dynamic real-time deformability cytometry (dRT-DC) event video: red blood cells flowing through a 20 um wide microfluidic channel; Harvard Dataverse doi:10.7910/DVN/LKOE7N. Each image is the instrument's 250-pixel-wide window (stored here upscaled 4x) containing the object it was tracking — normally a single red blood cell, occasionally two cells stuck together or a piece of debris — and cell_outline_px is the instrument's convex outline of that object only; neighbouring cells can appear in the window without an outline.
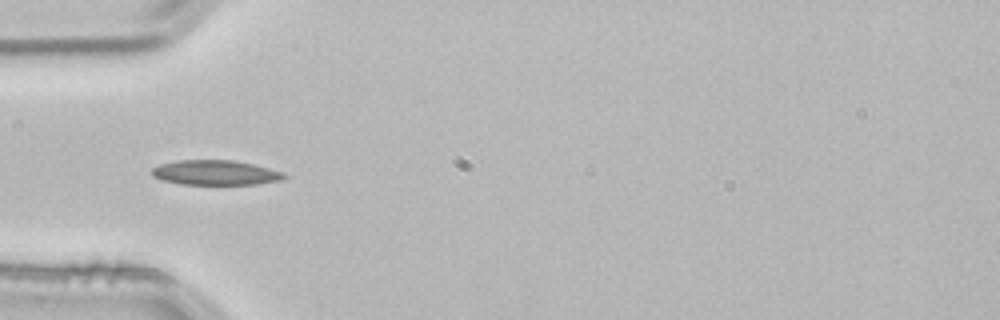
{"species": "common noctule bat (a hibernating species)", "species_latin": "Nyctalus noctula", "temperature_condition": "room temperature", "stored_images_in_passage": 4, "camera_frame_rate_fps": 3000, "um_per_image_px": 0.085, "animal": {"sex": "male", "body_mass_g": 21.5, "forearm_length_mm": 52.0}, "frame": {"image": 1, "passage_image": 4, "time_ms": 1.0, "image_size_px": [1000, 320], "cell_outline_px": [[288, 176], [280, 180], [256, 184], [180, 184], [160, 180], [152, 176], [152, 168], [160, 164], [176, 160], [232, 160], [252, 164], [268, 168], [280, 172]], "centroid_in_image_um": [18.24, 14.67], "position_along_channel_um": 66.8, "area_um2": 19.02}}